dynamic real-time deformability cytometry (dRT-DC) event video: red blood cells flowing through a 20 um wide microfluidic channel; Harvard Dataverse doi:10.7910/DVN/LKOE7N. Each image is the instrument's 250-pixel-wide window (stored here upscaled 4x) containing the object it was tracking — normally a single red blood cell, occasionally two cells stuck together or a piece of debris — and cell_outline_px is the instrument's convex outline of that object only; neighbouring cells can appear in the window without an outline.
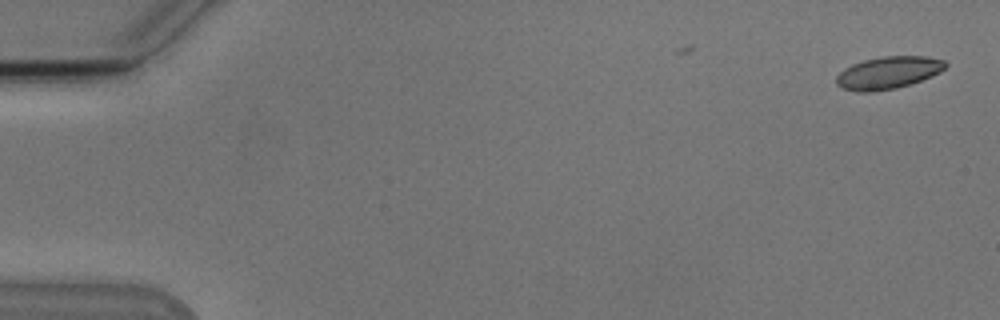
{"species": "Egyptian fruit bat (a non-hibernating species)", "species_latin": "Rousettus aegyptiacus", "temperature_condition": "cold", "stored_images_in_passage": 8, "camera_frame_rate_fps": 3000, "um_per_image_px": 0.085, "animal": {"sex": "male"}, "frame": {"image": 1, "passage_image": 1, "time_ms": 0.0, "image_size_px": [1000, 320], "cell_outline_px": [[948, 64], [940, 72], [932, 76], [896, 88], [872, 92], [856, 92], [844, 88], [836, 84], [836, 76], [844, 68], [852, 64], [864, 60], [884, 56], [928, 56], [944, 60]], "centroid_in_image_um": [75.49, 6.17], "position_along_channel_um": 9.5, "area_um2": 20.52}}